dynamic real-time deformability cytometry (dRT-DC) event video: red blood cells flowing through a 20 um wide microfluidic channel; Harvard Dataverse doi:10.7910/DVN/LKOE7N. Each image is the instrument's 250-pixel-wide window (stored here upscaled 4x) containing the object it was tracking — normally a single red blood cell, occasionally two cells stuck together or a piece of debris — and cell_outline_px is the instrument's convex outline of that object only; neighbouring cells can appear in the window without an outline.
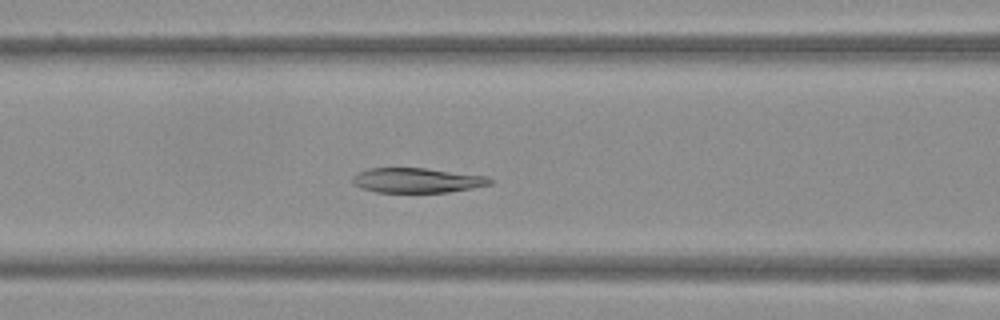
{"species": "Egyptian fruit bat (a non-hibernating species)", "species_latin": "Rousettus aegyptiacus", "temperature_condition": "warm", "stored_images_in_passage": 47, "camera_frame_rate_fps": 3000, "um_per_image_px": 0.085, "frame": {"image": 1, "passage_image": 18, "time_ms": 5.667, "image_size_px": [1000, 320], "cell_outline_px": [[492, 184], [448, 192], [376, 192], [360, 188], [352, 184], [352, 176], [368, 168], [424, 168], [488, 176], [492, 180]], "centroid_in_image_um": [35.41, 15.33], "position_along_channel_um": 131.2, "area_um2": 19.83}}
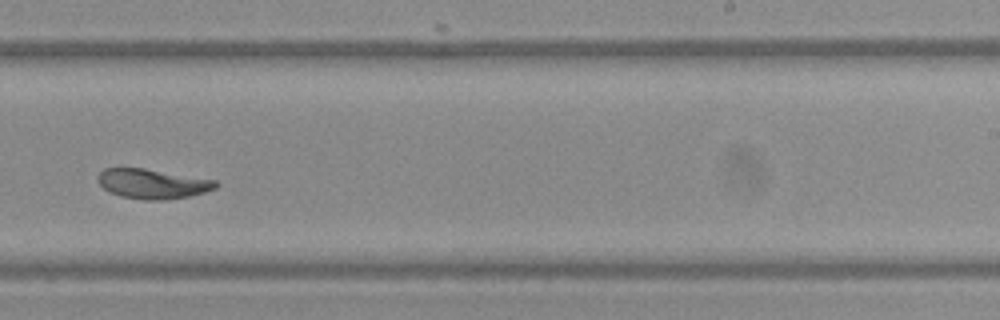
{"frame": {"image": 2, "passage_image": 29, "time_ms": 9.333, "image_size_px": [1000, 320], "cell_outline_px": [[220, 184], [216, 188], [204, 192], [188, 196], [164, 200], [144, 200], [120, 196], [104, 188], [96, 180], [96, 176], [104, 168], [144, 168], [216, 180]], "centroid_in_image_um": [12.96, 15.61], "position_along_channel_um": 276.0, "area_um2": 20.4}}
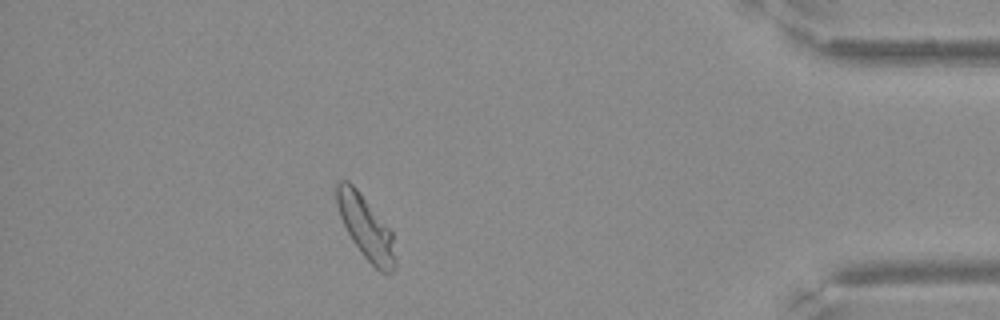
{"frame": {"image": 3, "passage_image": 42, "time_ms": 13.667, "image_size_px": [1000, 320], "cell_outline_px": [[396, 264], [392, 272], [380, 272], [364, 256], [352, 240], [340, 216], [336, 204], [336, 180], [348, 180], [356, 188], [392, 232], [396, 260]], "centroid_in_image_um": [31.08, 19.31], "position_along_channel_um": 404.1, "area_um2": 21.21}}